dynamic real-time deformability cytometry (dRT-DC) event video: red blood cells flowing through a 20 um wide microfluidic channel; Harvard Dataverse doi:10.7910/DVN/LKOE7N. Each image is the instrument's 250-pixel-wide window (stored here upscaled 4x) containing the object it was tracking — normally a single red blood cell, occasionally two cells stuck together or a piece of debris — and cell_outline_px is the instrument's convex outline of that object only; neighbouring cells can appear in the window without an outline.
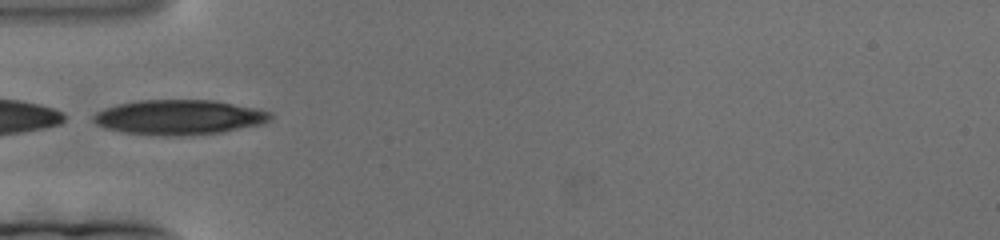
{"species": "human", "species_latin": "Homo sapiens", "temperature_condition": "cold", "stored_images_in_passage": 113, "camera_frame_rate_fps": 3000, "um_per_image_px": 0.085, "donor": {"sex": "female"}, "frame": {"image": 1, "passage_image": 1, "time_ms": 0.0, "image_size_px": [1000, 240], "cell_outline_px": [[272, 116], [268, 120], [260, 124], [220, 132], [180, 136], [176, 136], [124, 132], [104, 128], [96, 124], [92, 120], [92, 116], [96, 112], [104, 108], [116, 104], [140, 100], [212, 100], [272, 112]], "centroid_in_image_um": [15.15, 9.96], "position_along_channel_um": 69.9, "area_um2": 35.55}}